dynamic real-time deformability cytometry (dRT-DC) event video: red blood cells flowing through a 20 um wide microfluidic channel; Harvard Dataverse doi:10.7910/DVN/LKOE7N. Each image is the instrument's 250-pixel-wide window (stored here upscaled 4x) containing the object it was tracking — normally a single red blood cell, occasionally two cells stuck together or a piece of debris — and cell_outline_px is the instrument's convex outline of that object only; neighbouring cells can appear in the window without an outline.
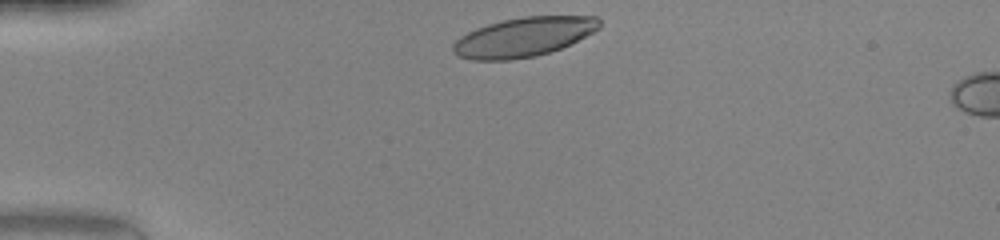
{"species": "human", "species_latin": "Homo sapiens", "temperature_condition": "warm", "stored_images_in_passage": 30, "camera_frame_rate_fps": 3000, "um_per_image_px": 0.085, "donor": {"sex": "female"}, "frame": {"image": 1, "passage_image": 1, "time_ms": 0.0, "image_size_px": [1000, 240], "cell_outline_px": [[600, 28], [560, 48], [536, 56], [508, 60], [472, 60], [460, 56], [452, 52], [452, 44], [460, 36], [476, 28], [488, 24], [504, 20], [524, 16], [600, 16]], "centroid_in_image_um": [44.48, 3.14], "position_along_channel_um": 40.5, "area_um2": 33.29}}
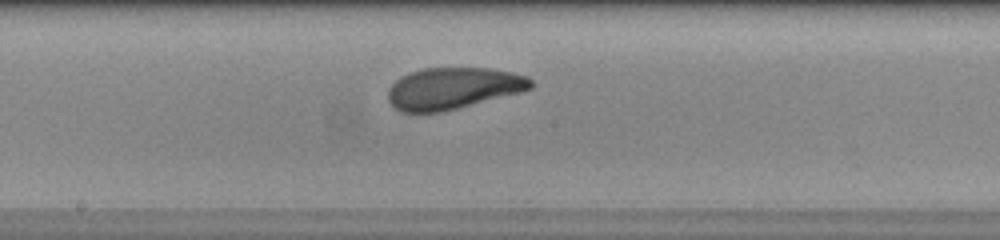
{"frame": {"image": 2, "passage_image": 16, "time_ms": 5.0, "image_size_px": [1000, 240], "cell_outline_px": [[532, 88], [520, 92], [440, 112], [400, 112], [388, 100], [388, 92], [392, 84], [400, 76], [424, 68], [488, 68], [512, 72], [528, 76], [532, 80]], "centroid_in_image_um": [38.5, 7.49], "position_along_channel_um": 209.7, "area_um2": 34.28}}
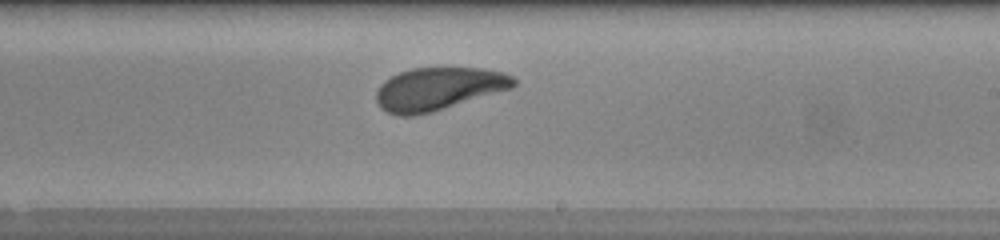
{"frame": {"image": 3, "passage_image": 19, "time_ms": 6.0, "image_size_px": [1000, 240], "cell_outline_px": [[516, 84], [512, 88], [432, 112], [412, 116], [400, 116], [388, 112], [380, 108], [376, 100], [376, 92], [380, 84], [384, 80], [400, 72], [412, 68], [484, 68], [504, 72], [512, 76], [516, 80]], "centroid_in_image_um": [37.26, 7.55], "position_along_channel_um": 251.7, "area_um2": 34.28}, "authors_computed_cell_mechanics": {"area_um2": 34.68, "velocity_mm_per_s": 4.2177, "shape_relaxation_time_tau1_ms": 2.3893, "shape_relaxation_time_tau2_ms": 3.2875, "deformation_change_tau1": 0.1135, "deformation_change_tau2": 0.1202}}